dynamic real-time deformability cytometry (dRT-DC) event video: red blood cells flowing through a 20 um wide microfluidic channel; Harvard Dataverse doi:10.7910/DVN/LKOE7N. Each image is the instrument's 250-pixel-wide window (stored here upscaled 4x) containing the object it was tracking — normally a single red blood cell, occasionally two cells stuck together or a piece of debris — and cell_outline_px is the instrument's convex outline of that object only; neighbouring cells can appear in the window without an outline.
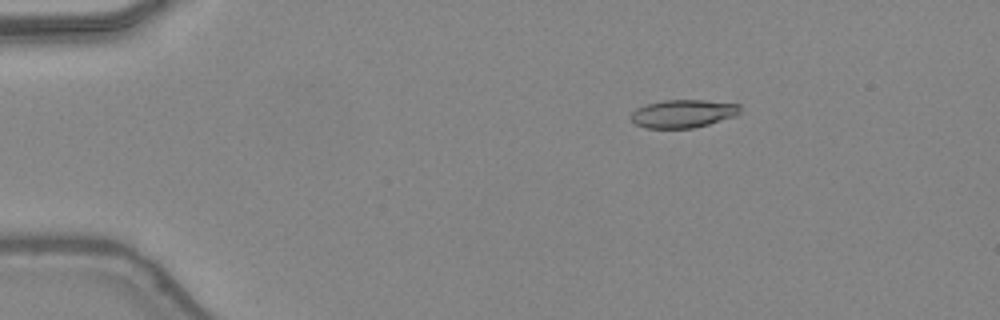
{"species": "common noctule bat (a hibernating species)", "species_latin": "Nyctalus noctula", "temperature_condition": "warm", "stored_images_in_passage": 47, "camera_frame_rate_fps": 3000, "um_per_image_px": 0.085, "animal": {"sex": "female", "body_mass_g": 24.6, "forearm_length_mm": 56.2}, "frame": {"image": 1, "passage_image": 8, "time_ms": 2.333, "image_size_px": [1000, 320], "cell_outline_px": [[740, 112], [736, 116], [708, 124], [692, 128], [648, 128], [636, 124], [632, 120], [632, 112], [636, 108], [648, 104], [664, 100], [704, 100], [740, 104]], "centroid_in_image_um": [58.09, 9.65], "position_along_channel_um": 26.9, "area_um2": 17.69}}
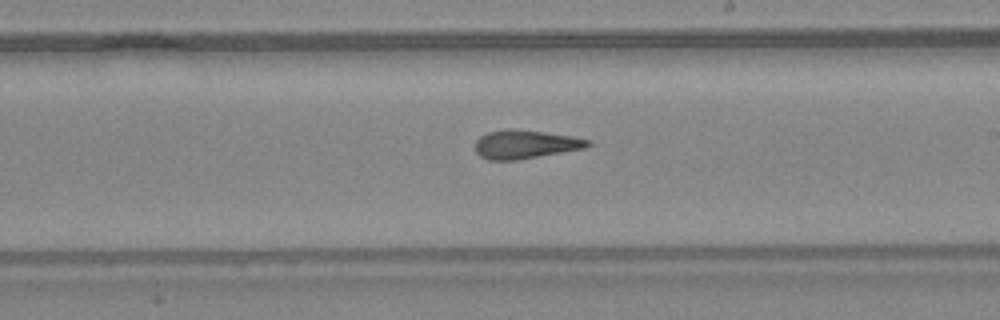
{"frame": {"image": 2, "passage_image": 28, "time_ms": 9.0, "image_size_px": [1000, 320], "cell_outline_px": [[592, 144], [584, 148], [516, 160], [488, 160], [480, 156], [476, 152], [476, 140], [480, 136], [488, 132], [508, 128], [512, 128], [544, 132], [572, 136], [592, 140]], "centroid_in_image_um": [44.64, 12.26], "position_along_channel_um": 244.4, "area_um2": 18.73}}
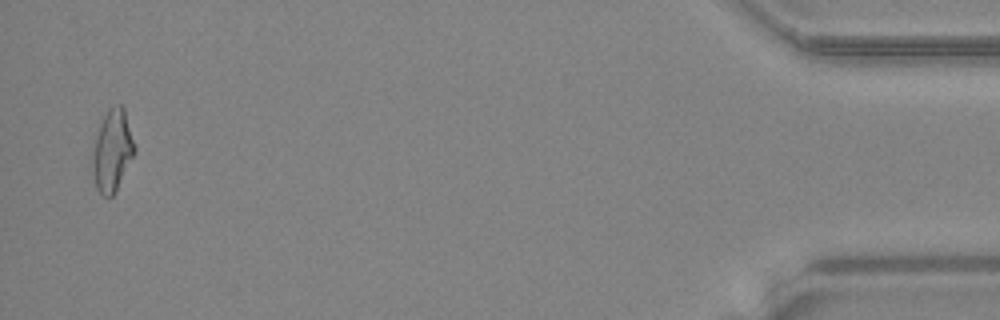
{"frame": {"image": 3, "passage_image": 46, "time_ms": 15.0, "image_size_px": [1000, 320], "cell_outline_px": [[136, 152], [112, 196], [104, 196], [96, 188], [92, 172], [92, 156], [96, 136], [100, 124], [108, 108], [120, 104], [124, 108], [136, 148]], "centroid_in_image_um": [9.55, 12.79], "position_along_channel_um": 425.7, "area_um2": 19.77}, "authors_computed_cell_mechanics": {"area_um2": 18.8428, "velocity_mm_per_s": 4.437, "shape_relaxation_time_tau1_ms": null, "shape_relaxation_time_tau2_ms": 2.6123, "deformation_change_tau1": null, "deformation_change_tau2": 0.1352}}